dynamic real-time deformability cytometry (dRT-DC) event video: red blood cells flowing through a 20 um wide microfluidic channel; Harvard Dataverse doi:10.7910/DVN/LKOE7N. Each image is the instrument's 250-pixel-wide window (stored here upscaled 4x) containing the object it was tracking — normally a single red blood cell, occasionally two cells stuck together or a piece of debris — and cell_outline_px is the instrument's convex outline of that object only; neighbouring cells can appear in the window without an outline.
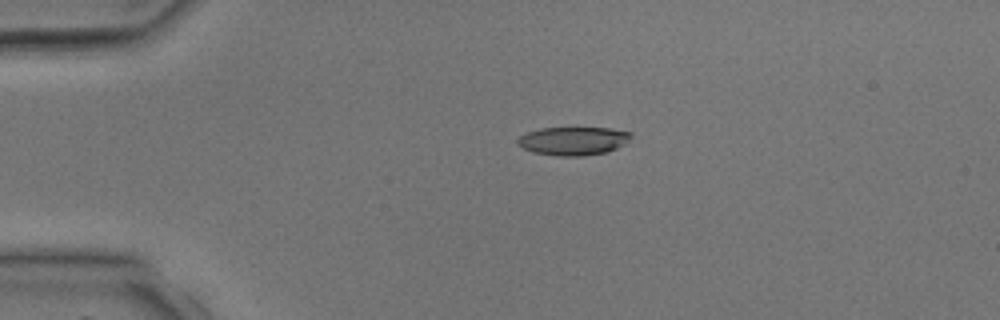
{"species": "common noctule bat (a hibernating species)", "species_latin": "Nyctalus noctula", "temperature_condition": "room temperature", "stored_images_in_passage": 1, "camera_frame_rate_fps": 3000, "um_per_image_px": 0.085, "animal": {"sex": "male", "body_mass_g": 17.9, "forearm_length_mm": 54.2}, "frame": {"image": 1, "passage_image": 1, "time_ms": 0.0, "image_size_px": [1000, 320], "cell_outline_px": [[632, 136], [624, 144], [608, 152], [584, 156], [556, 156], [532, 152], [516, 144], [516, 140], [520, 136], [528, 132], [540, 128], [612, 128], [632, 132]], "centroid_in_image_um": [48.73, 11.98], "position_along_channel_um": 36.3, "area_um2": 18.9}}